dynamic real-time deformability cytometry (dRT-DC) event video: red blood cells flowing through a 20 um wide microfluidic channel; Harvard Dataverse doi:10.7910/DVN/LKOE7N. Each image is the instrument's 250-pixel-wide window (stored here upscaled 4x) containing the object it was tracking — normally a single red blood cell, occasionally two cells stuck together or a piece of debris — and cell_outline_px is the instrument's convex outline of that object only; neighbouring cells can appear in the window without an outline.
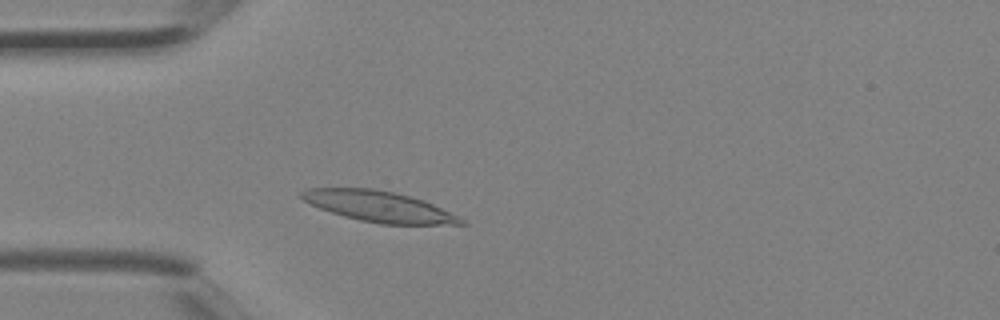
{"species": "Egyptian fruit bat (a non-hibernating species)", "species_latin": "Rousettus aegyptiacus", "temperature_condition": "room temperature", "stored_images_in_passage": 2, "camera_frame_rate_fps": 3000, "um_per_image_px": 0.085, "animal": {"sex": "female"}, "frame": {"image": 1, "passage_image": 2, "time_ms": 0.333, "image_size_px": [1000, 320], "cell_outline_px": [[468, 224], [380, 224], [360, 220], [344, 216], [320, 208], [304, 200], [300, 196], [300, 192], [304, 188], [372, 188], [392, 192], [424, 200], [464, 220]], "centroid_in_image_um": [32.16, 17.54], "position_along_channel_um": 52.8, "area_um2": 28.03}}